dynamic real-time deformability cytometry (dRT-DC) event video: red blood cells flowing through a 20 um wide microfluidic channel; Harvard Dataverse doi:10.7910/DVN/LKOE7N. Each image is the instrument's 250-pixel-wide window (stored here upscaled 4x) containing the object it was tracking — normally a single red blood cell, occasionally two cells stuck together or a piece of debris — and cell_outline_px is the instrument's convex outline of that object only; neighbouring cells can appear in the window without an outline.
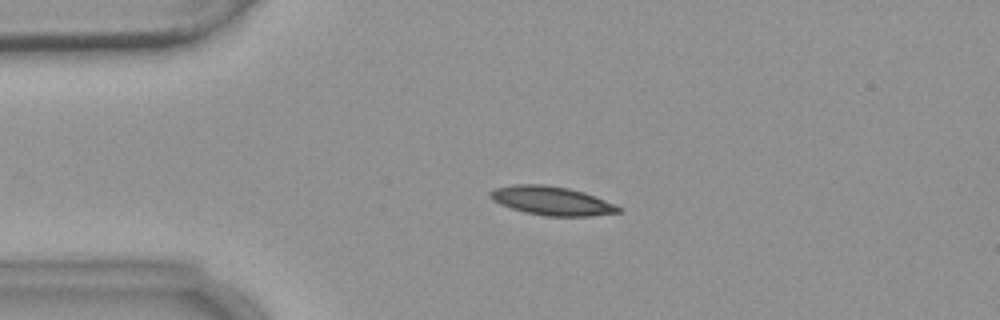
{"species": "common noctule bat (a hibernating species)", "species_latin": "Nyctalus noctula", "temperature_condition": "warm", "stored_images_in_passage": 3, "camera_frame_rate_fps": 3000, "um_per_image_px": 0.085, "animal": {"sex": "female", "body_mass_g": 18.4}, "frame": {"image": 1, "passage_image": 2, "time_ms": 2.333, "image_size_px": [1000, 320], "cell_outline_px": [[624, 212], [592, 216], [544, 216], [524, 212], [500, 204], [492, 200], [488, 196], [488, 192], [496, 188], [512, 184], [544, 184], [568, 188], [584, 192], [616, 204], [624, 208]], "centroid_in_image_um": [46.93, 17.07], "position_along_channel_um": 38.1, "area_um2": 21.85}}